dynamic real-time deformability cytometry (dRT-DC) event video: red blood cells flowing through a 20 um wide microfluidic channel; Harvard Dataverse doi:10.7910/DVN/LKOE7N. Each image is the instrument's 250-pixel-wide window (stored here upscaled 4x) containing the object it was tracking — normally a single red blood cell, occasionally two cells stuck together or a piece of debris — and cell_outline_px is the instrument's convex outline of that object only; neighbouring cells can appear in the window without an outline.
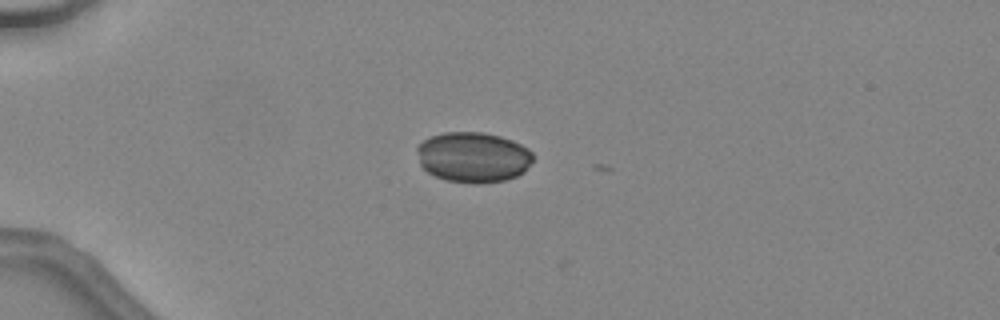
{"species": "common noctule bat (a hibernating species)", "species_latin": "Nyctalus noctula", "temperature_condition": "warm", "stored_images_in_passage": 6, "camera_frame_rate_fps": 3000, "um_per_image_px": 0.085, "animal": {"sex": "female", "body_mass_g": 24.6, "forearm_length_mm": 56.2}, "frame": {"image": 1, "passage_image": 5, "time_ms": 1.333, "image_size_px": [1000, 320], "cell_outline_px": [[532, 160], [524, 172], [516, 176], [504, 180], [476, 184], [448, 180], [436, 176], [428, 172], [420, 164], [416, 152], [416, 148], [424, 140], [432, 136], [444, 132], [484, 132], [500, 136], [512, 140], [528, 148], [532, 152]], "centroid_in_image_um": [40.22, 13.35], "position_along_channel_um": 44.8, "area_um2": 33.99}}